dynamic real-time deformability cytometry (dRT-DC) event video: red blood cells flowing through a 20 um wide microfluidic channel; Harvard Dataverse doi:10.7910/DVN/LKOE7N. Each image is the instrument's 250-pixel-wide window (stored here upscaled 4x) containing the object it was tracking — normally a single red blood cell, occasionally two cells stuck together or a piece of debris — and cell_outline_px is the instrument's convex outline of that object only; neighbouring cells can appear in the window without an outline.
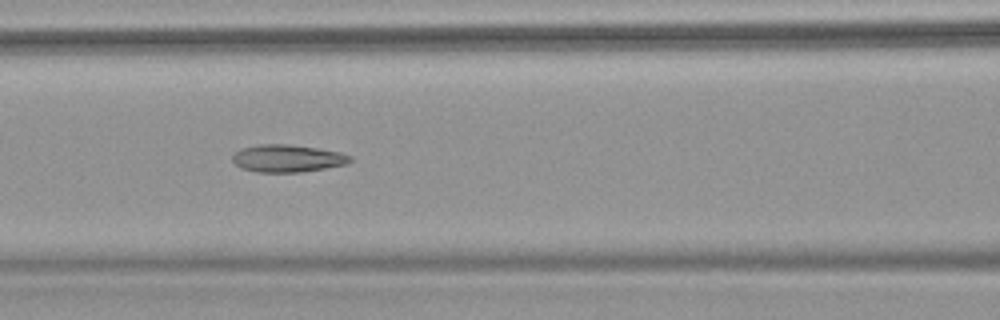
{"species": "common noctule bat (a hibernating species)", "species_latin": "Nyctalus noctula", "temperature_condition": "warm", "stored_images_in_passage": 9, "camera_frame_rate_fps": 3000, "um_per_image_px": 0.085, "animal": {"sex": "female", "body_mass_g": 18.4}, "frame": {"image": 1, "passage_image": 8, "time_ms": 2.333, "image_size_px": [1000, 320], "cell_outline_px": [[352, 160], [348, 164], [300, 172], [256, 172], [240, 168], [232, 160], [232, 156], [240, 148], [260, 144], [288, 144], [316, 148], [340, 152], [352, 156]], "centroid_in_image_um": [24.42, 13.46], "position_along_channel_um": 142.2, "area_um2": 18.84}}